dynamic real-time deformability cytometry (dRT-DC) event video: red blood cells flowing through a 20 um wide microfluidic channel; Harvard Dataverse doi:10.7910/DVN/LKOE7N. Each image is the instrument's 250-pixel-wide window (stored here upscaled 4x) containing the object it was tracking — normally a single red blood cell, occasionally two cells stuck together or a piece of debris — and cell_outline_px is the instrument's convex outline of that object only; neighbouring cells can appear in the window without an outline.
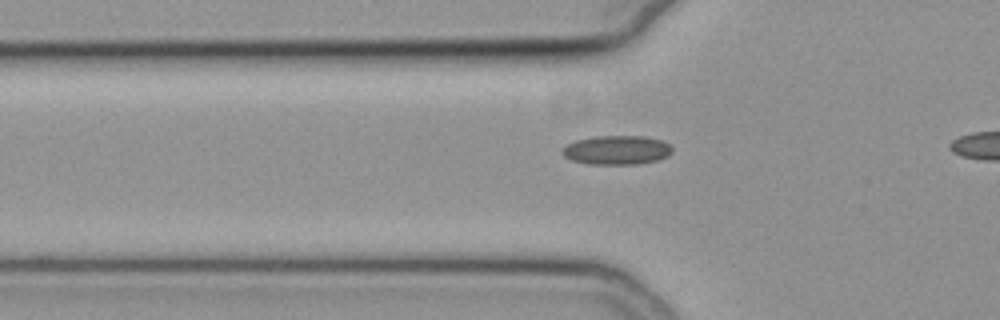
{"species": "common noctule bat (a hibernating species)", "species_latin": "Nyctalus noctula", "temperature_condition": "cold", "stored_images_in_passage": 8, "camera_frame_rate_fps": 3000, "um_per_image_px": 0.085, "animal": {"sex": "female", "body_mass_g": 19.3, "forearm_length_mm": 54.1}, "frame": {"image": 1, "passage_image": 5, "time_ms": 1.333, "image_size_px": [1000, 320], "cell_outline_px": [[672, 152], [668, 156], [656, 160], [636, 164], [588, 164], [572, 160], [564, 156], [560, 152], [568, 144], [576, 140], [596, 136], [644, 136], [660, 140], [668, 144], [672, 148]], "centroid_in_image_um": [52.41, 12.75], "position_along_channel_um": 73.4, "area_um2": 18.5}}